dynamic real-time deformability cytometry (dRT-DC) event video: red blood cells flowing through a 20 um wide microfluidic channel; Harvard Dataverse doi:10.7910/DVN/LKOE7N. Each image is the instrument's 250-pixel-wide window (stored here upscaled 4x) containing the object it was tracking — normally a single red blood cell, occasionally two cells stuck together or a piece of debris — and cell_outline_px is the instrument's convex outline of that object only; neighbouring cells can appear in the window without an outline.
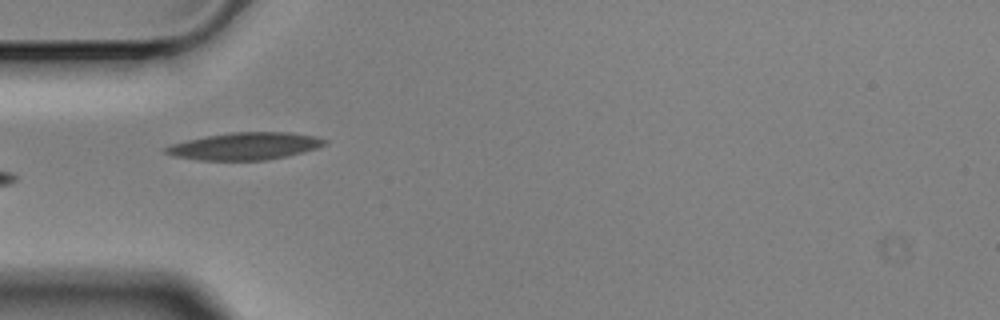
{"species": "Egyptian fruit bat (a non-hibernating species)", "species_latin": "Rousettus aegyptiacus", "temperature_condition": "cold", "stored_images_in_passage": 6, "camera_frame_rate_fps": 3000, "um_per_image_px": 0.085, "animal": {"sex": "male"}, "frame": {"image": 1, "passage_image": 6, "time_ms": 1.667, "image_size_px": [1000, 320], "cell_outline_px": [[328, 144], [304, 152], [288, 156], [268, 160], [196, 160], [172, 156], [164, 152], [160, 148], [172, 144], [188, 140], [208, 136], [232, 132], [292, 132], [316, 136], [328, 140]], "centroid_in_image_um": [20.84, 12.43], "position_along_channel_um": 64.2, "area_um2": 25.49}}